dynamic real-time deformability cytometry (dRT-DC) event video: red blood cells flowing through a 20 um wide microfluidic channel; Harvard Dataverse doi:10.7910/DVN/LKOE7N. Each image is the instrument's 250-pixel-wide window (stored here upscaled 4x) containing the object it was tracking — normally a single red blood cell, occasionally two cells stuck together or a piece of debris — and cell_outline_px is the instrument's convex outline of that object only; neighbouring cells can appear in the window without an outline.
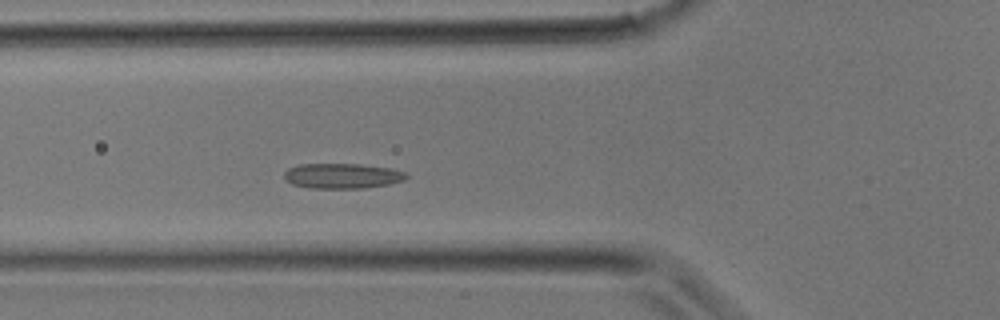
{"species": "common noctule bat (a hibernating species)", "species_latin": "Nyctalus noctula", "temperature_condition": "room temperature", "stored_images_in_passage": 11, "camera_frame_rate_fps": 3000, "um_per_image_px": 0.085, "animal": {"sex": "male", "body_mass_g": 17.9}, "frame": {"image": 1, "passage_image": 7, "time_ms": 2.0, "image_size_px": [1000, 320], "cell_outline_px": [[408, 176], [404, 180], [388, 184], [364, 188], [312, 188], [292, 184], [284, 180], [284, 172], [288, 168], [300, 164], [360, 164], [392, 168], [408, 172]], "centroid_in_image_um": [29.1, 14.94], "position_along_channel_um": 96.7, "area_um2": 18.03}}
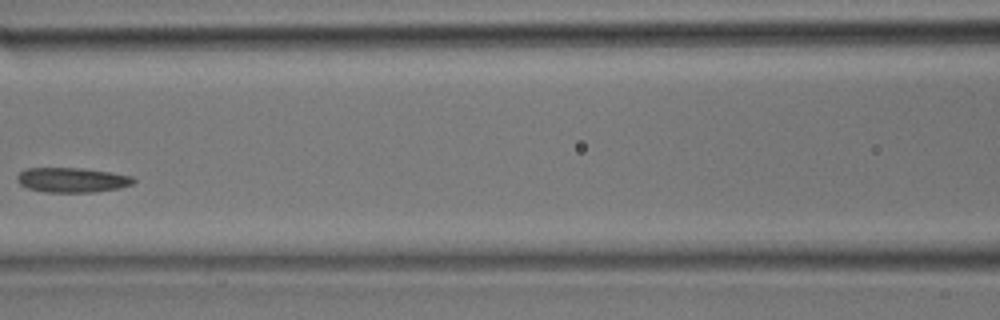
{"frame": {"image": 2, "passage_image": 10, "time_ms": 3.0, "image_size_px": [1000, 320], "cell_outline_px": [[136, 180], [132, 184], [120, 188], [92, 192], [44, 192], [28, 188], [20, 184], [16, 180], [16, 176], [20, 172], [28, 168], [80, 168], [108, 172], [132, 176]], "centroid_in_image_um": [6.11, 15.3], "position_along_channel_um": 160.5, "area_um2": 16.7}}